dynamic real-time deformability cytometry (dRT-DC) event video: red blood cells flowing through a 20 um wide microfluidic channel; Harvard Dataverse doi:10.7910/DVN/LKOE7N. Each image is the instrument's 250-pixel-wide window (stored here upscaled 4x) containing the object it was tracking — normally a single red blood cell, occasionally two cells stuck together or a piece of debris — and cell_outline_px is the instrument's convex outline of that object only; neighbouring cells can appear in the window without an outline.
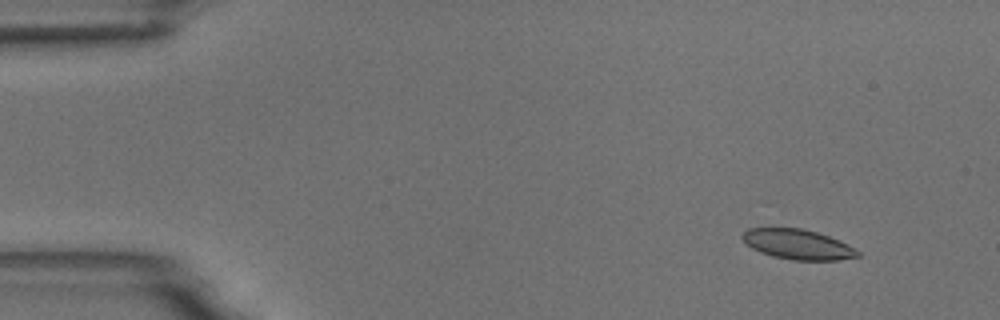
{"species": "common noctule bat (a hibernating species)", "species_latin": "Nyctalus noctula", "temperature_condition": "room temperature", "stored_images_in_passage": 5, "camera_frame_rate_fps": 3000, "um_per_image_px": 0.085, "animal": {"sex": "male", "body_mass_g": 18.8}, "frame": {"image": 1, "passage_image": 2, "time_ms": 1.333, "image_size_px": [1000, 320], "cell_outline_px": [[860, 256], [840, 260], [792, 260], [772, 256], [760, 252], [752, 248], [740, 236], [748, 228], [800, 228], [816, 232], [828, 236], [860, 252]], "centroid_in_image_um": [67.77, 20.78], "position_along_channel_um": 17.2, "area_um2": 19.83}}
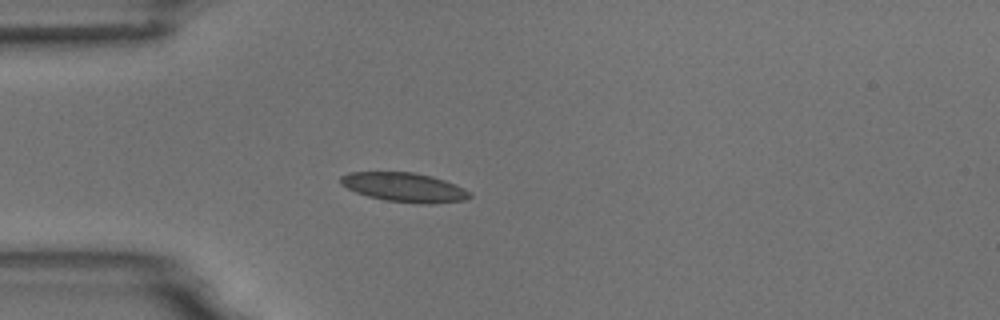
{"frame": {"image": 2, "passage_image": 5, "time_ms": 4.667, "image_size_px": [1000, 320], "cell_outline_px": [[472, 196], [464, 200], [432, 204], [420, 204], [384, 200], [368, 196], [356, 192], [340, 184], [340, 176], [348, 172], [412, 172], [432, 176], [444, 180], [464, 188], [472, 192]], "centroid_in_image_um": [34.38, 15.92], "position_along_channel_um": 50.6, "area_um2": 22.08}}